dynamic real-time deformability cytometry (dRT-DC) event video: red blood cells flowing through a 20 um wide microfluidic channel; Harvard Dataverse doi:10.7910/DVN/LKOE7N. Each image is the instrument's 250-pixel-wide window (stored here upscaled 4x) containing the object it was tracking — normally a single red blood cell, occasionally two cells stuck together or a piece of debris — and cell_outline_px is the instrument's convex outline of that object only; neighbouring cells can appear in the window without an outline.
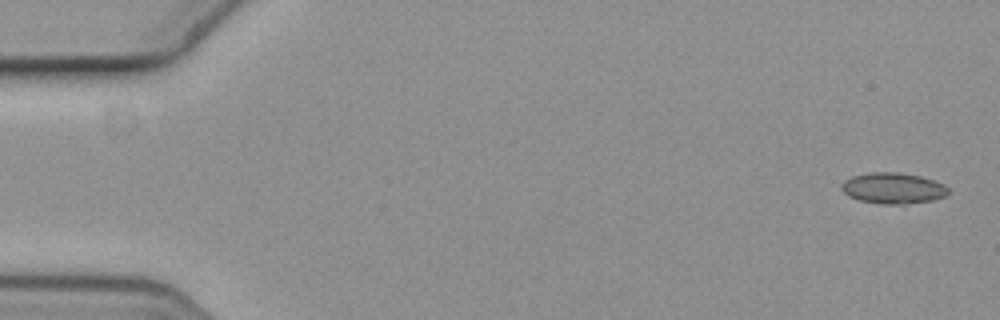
{"species": "common noctule bat (a hibernating species)", "species_latin": "Nyctalus noctula", "temperature_condition": "cold", "stored_images_in_passage": 9, "camera_frame_rate_fps": 3000, "um_per_image_px": 0.085, "animal": {"sex": "female", "body_mass_g": 19.3, "forearm_length_mm": 54.1}, "frame": {"image": 1, "passage_image": 1, "time_ms": 0.0, "image_size_px": [1000, 320], "cell_outline_px": [[948, 196], [932, 200], [904, 204], [880, 204], [860, 200], [848, 196], [840, 188], [840, 184], [844, 180], [852, 176], [868, 172], [896, 172], [920, 176], [944, 184], [948, 188]], "centroid_in_image_um": [75.89, 15.99], "position_along_channel_um": 9.1, "area_um2": 19.36}}
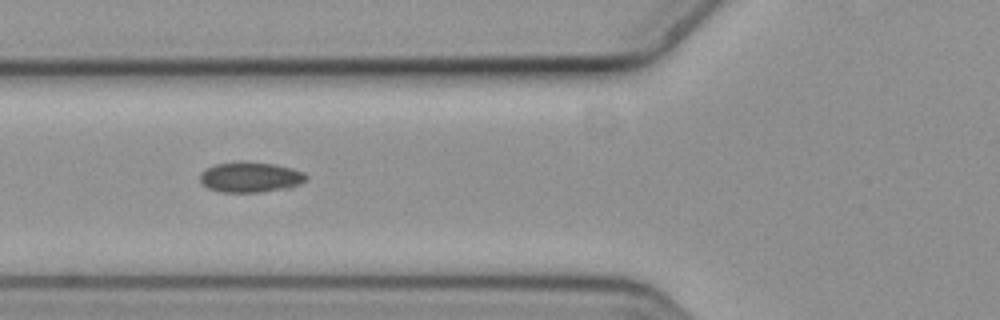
{"frame": {"image": 2, "passage_image": 6, "time_ms": 1.667, "image_size_px": [1000, 320], "cell_outline_px": [[308, 180], [292, 188], [260, 192], [220, 192], [208, 188], [200, 184], [200, 172], [216, 164], [240, 160], [272, 164], [292, 168], [304, 172], [308, 176]], "centroid_in_image_um": [21.3, 15.06], "position_along_channel_um": 104.5, "area_um2": 19.19}}
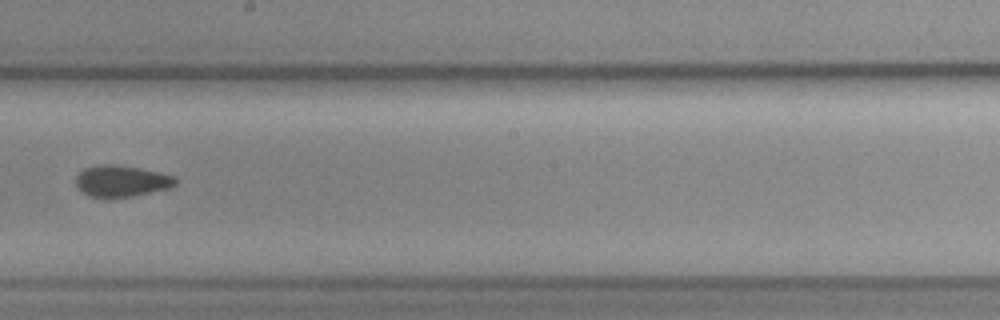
{"frame": {"image": 3, "passage_image": 9, "time_ms": 2.667, "image_size_px": [1000, 320], "cell_outline_px": [[176, 184], [168, 188], [132, 196], [112, 200], [104, 200], [88, 196], [76, 184], [76, 176], [84, 168], [100, 164], [116, 164], [140, 168], [160, 172], [172, 176], [176, 180]], "centroid_in_image_um": [10.28, 15.41], "position_along_channel_um": 237.9, "area_um2": 18.55}}